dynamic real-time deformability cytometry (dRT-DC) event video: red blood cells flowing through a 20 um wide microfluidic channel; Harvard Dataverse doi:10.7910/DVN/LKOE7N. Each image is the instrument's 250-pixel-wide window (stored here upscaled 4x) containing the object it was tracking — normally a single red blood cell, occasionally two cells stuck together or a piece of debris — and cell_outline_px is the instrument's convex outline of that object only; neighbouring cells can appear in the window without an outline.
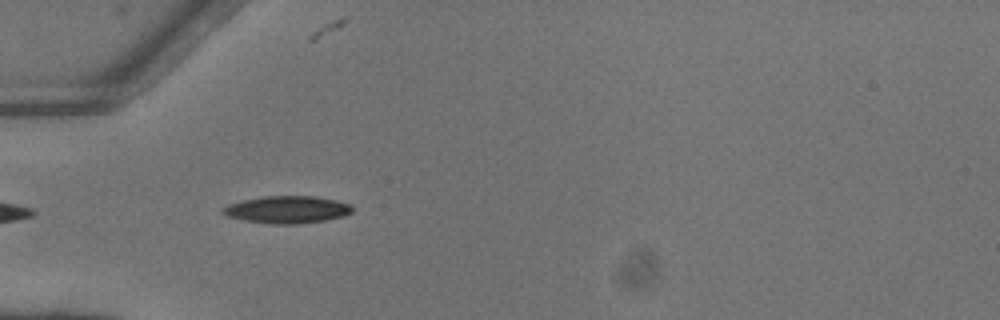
{"species": "common noctule bat (a hibernating species)", "species_latin": "Nyctalus noctula", "temperature_condition": "warm", "stored_images_in_passage": 35, "camera_frame_rate_fps": 3000, "um_per_image_px": 0.085, "animal": {"sex": "female"}, "frame": {"image": 1, "passage_image": 1, "time_ms": 0.0, "image_size_px": [1000, 320], "cell_outline_px": [[352, 212], [344, 216], [324, 220], [296, 224], [276, 224], [244, 220], [228, 216], [220, 212], [228, 204], [244, 200], [264, 196], [316, 196], [336, 200], [348, 204], [352, 208]], "centroid_in_image_um": [24.41, 17.81], "position_along_channel_um": 60.6, "area_um2": 20.35}}
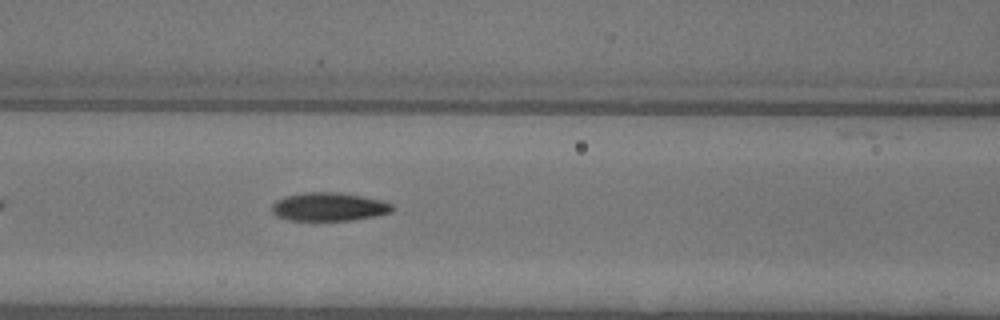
{"frame": {"image": 2, "passage_image": 7, "time_ms": 2.0, "image_size_px": [1000, 320], "cell_outline_px": [[392, 212], [376, 216], [348, 220], [288, 220], [276, 216], [272, 212], [272, 204], [276, 200], [288, 196], [304, 192], [336, 192], [384, 200], [392, 204]], "centroid_in_image_um": [27.95, 17.58], "position_along_channel_um": 138.6, "area_um2": 19.83}}
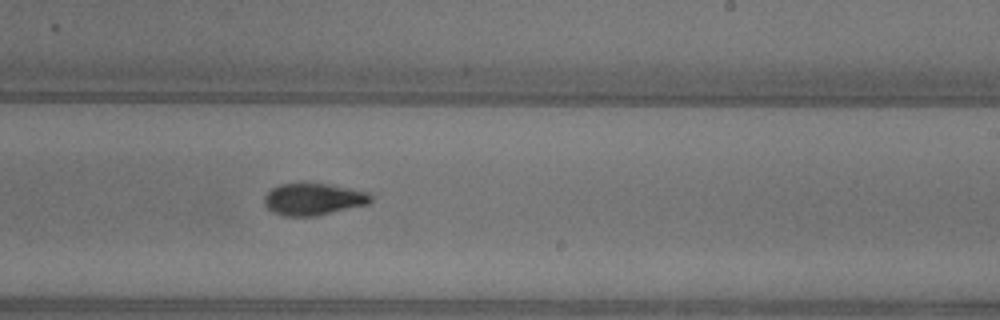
{"frame": {"image": 3, "passage_image": 16, "time_ms": 5.0, "image_size_px": [1000, 320], "cell_outline_px": [[372, 200], [368, 204], [316, 216], [288, 216], [276, 212], [268, 208], [264, 204], [264, 196], [272, 188], [280, 184], [304, 180], [328, 184], [364, 192], [372, 196]], "centroid_in_image_um": [26.59, 16.89], "position_along_channel_um": 262.4, "area_um2": 20.0}, "authors_computed_cell_mechanics": {"area_um2": 19.7676, "velocity_mm_per_s": 4.1343, "shape_relaxation_time_tau1_ms": 3.2339, "shape_relaxation_time_tau2_ms": 2.1022, "deformation_change_tau1": 0.1686, "deformation_change_tau2": 0.0859}}